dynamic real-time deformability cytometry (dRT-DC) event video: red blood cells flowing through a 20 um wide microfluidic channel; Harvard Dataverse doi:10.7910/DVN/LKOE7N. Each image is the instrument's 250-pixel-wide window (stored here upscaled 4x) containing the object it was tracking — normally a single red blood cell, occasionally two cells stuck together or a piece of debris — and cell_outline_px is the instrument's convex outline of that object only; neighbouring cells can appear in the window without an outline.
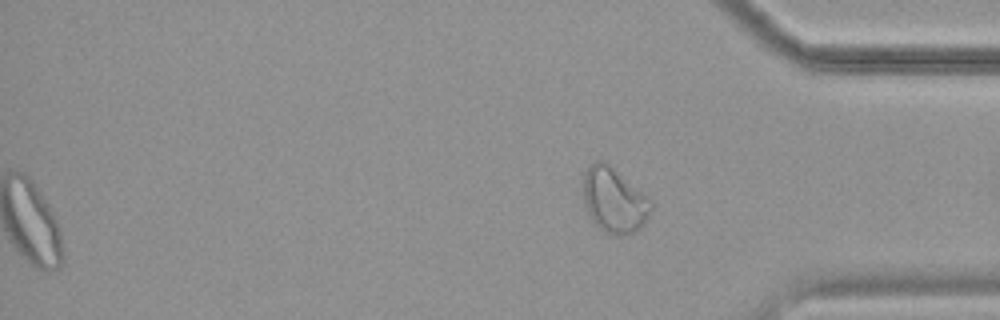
{"species": "common noctule bat (a hibernating species)", "species_latin": "Nyctalus noctula", "temperature_condition": "cold", "stored_images_in_passage": 42, "segment_of_instrument_passage": [2, 2], "camera_frame_rate_fps": 3000, "um_per_image_px": 0.085, "animal": {"sex": "female", "body_mass_g": 19.9}, "frame": {"image": 1, "passage_image": 42, "time_ms": 13.667, "image_size_px": [1000, 320], "cell_outline_px": [[652, 208], [644, 224], [640, 228], [632, 232], [616, 236], [604, 232], [592, 224], [588, 216], [584, 200], [580, 180], [588, 164], [596, 160], [604, 160], [648, 196], [652, 200]], "centroid_in_image_um": [52.14, 17.0], "position_along_channel_um": 383.1, "area_um2": 26.41}}